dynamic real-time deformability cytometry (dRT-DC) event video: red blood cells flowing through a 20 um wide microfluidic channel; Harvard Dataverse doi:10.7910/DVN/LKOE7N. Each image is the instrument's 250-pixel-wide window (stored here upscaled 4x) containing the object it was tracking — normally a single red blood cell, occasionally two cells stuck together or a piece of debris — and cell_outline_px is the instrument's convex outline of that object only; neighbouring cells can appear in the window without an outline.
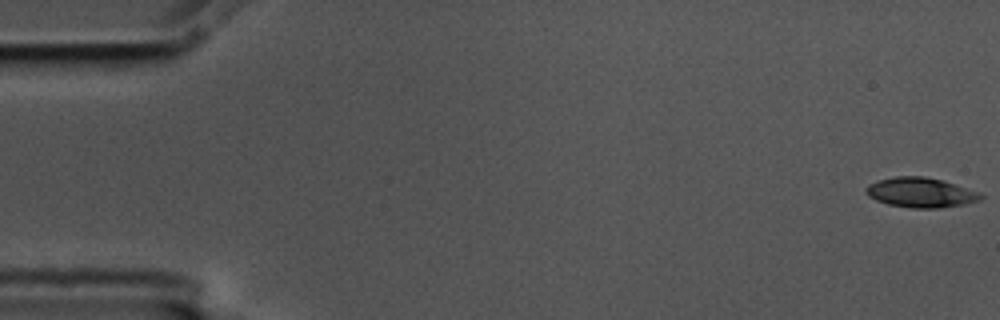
{"species": "common noctule bat (a hibernating species)", "species_latin": "Nyctalus noctula", "temperature_condition": "cold", "stored_images_in_passage": 9, "segment_of_instrument_passage": [1, 2], "camera_frame_rate_fps": 3000, "um_per_image_px": 0.085, "animal": {"sex": "male", "body_mass_g": 17.5, "forearm_length_mm": 52.3}, "frame": {"image": 1, "passage_image": 1, "time_ms": 0.0, "image_size_px": [1000, 320], "cell_outline_px": [[984, 196], [980, 200], [964, 204], [940, 208], [912, 208], [888, 204], [876, 200], [868, 196], [864, 192], [864, 188], [868, 184], [876, 180], [896, 176], [924, 176], [944, 180], [980, 192]], "centroid_in_image_um": [78.24, 16.35], "position_along_channel_um": 6.8, "area_um2": 20.23}}